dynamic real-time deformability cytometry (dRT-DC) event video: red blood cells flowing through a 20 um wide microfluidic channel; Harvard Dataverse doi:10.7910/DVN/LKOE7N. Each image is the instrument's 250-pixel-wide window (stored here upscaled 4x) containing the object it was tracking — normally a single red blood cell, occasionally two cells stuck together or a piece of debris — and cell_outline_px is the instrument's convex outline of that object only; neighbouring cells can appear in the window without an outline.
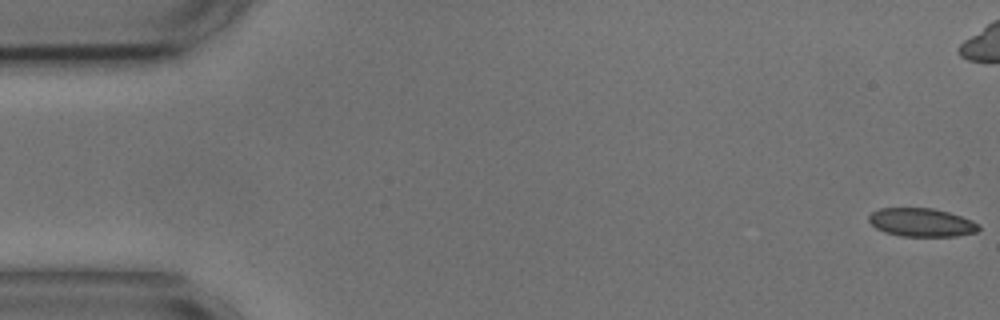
{"species": "common noctule bat (a hibernating species)", "species_latin": "Nyctalus noctula", "temperature_condition": "cold", "stored_images_in_passage": 56, "camera_frame_rate_fps": 3000, "um_per_image_px": 0.085, "animal": {"sex": "male", "body_mass_g": 17.9, "forearm_length_mm": 54.2}, "frame": {"image": 1, "passage_image": 1, "time_ms": 0.0, "image_size_px": [1000, 320], "cell_outline_px": [[980, 228], [976, 232], [956, 236], [900, 236], [884, 232], [876, 228], [868, 220], [868, 216], [872, 212], [880, 208], [932, 208], [948, 212], [972, 220], [980, 224]], "centroid_in_image_um": [78.32, 18.91], "position_along_channel_um": 6.7, "area_um2": 18.21}, "authors_computed_cell_mechanics": {"area_um2": 18.7272, "velocity_mm_per_s": 3.6407, "shape_relaxation_time_tau1_ms": 6.212, "shape_relaxation_time_tau2_ms": 1.7993, "deformation_change_tau1": 0.1327, "deformation_change_tau2": 0.0399}}